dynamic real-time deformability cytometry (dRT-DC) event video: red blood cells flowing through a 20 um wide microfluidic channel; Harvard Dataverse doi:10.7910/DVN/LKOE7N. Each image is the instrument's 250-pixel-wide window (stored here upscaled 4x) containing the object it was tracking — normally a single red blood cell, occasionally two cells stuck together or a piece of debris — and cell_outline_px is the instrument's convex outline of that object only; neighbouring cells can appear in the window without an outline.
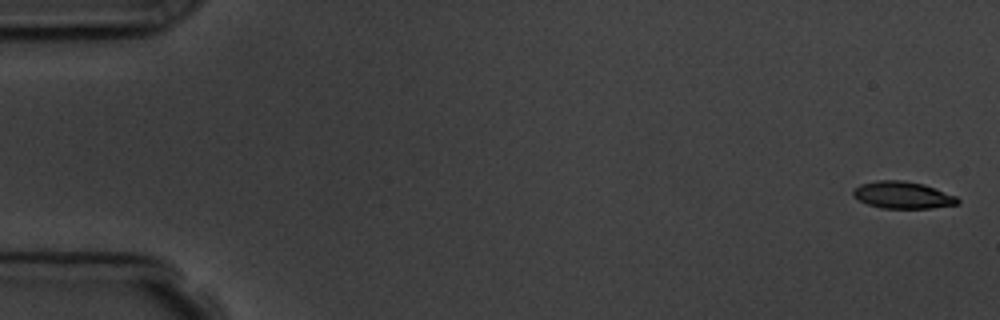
{"species": "common noctule bat (a hibernating species)", "species_latin": "Nyctalus noctula", "temperature_condition": "room temperature", "stored_images_in_passage": 6, "camera_frame_rate_fps": 3000, "um_per_image_px": 0.085, "animal": {"sex": "male", "body_mass_g": 19.5, "forearm_length_mm": 54.6}, "frame": {"image": 1, "passage_image": 1, "time_ms": 0.0, "image_size_px": [1000, 320], "cell_outline_px": [[960, 200], [956, 204], [932, 208], [880, 208], [868, 204], [852, 196], [852, 188], [860, 184], [876, 180], [904, 180], [924, 184], [956, 196]], "centroid_in_image_um": [76.68, 16.57], "position_along_channel_um": 8.3, "area_um2": 16.53}}